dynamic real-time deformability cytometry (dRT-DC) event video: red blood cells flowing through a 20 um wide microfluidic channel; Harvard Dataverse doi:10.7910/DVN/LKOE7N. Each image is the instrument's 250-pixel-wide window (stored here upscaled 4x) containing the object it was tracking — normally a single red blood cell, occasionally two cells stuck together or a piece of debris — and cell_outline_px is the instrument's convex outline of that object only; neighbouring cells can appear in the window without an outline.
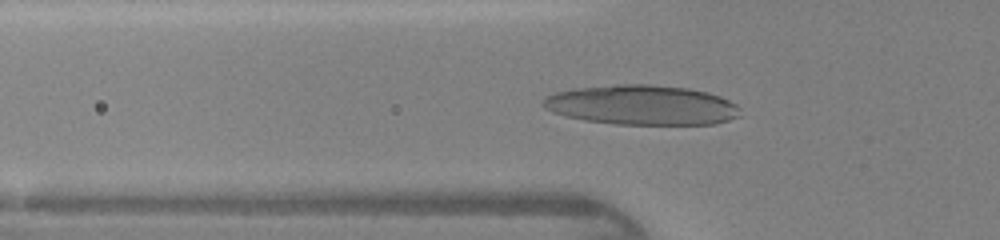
{"species": "human", "species_latin": "Homo sapiens", "temperature_condition": "warm", "stored_images_in_passage": 34, "camera_frame_rate_fps": 3000, "um_per_image_px": 0.085, "donor": {"sex": "female"}, "frame": {"image": 1, "passage_image": 5, "time_ms": 1.333, "image_size_px": [1000, 240], "cell_outline_px": [[740, 116], [716, 124], [616, 124], [584, 120], [552, 112], [544, 108], [540, 104], [548, 96], [556, 92], [576, 88], [616, 84], [648, 84], [688, 88], [708, 92], [720, 96], [736, 104], [740, 108]], "centroid_in_image_um": [54.57, 8.92], "position_along_channel_um": 71.2, "area_um2": 45.72}}
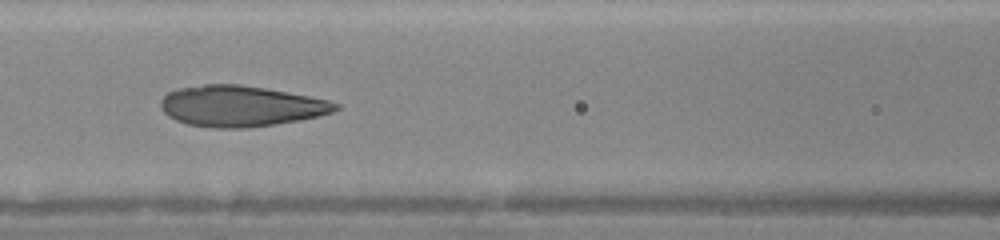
{"frame": {"image": 2, "passage_image": 10, "time_ms": 3.0, "image_size_px": [1000, 240], "cell_outline_px": [[340, 108], [332, 112], [320, 116], [300, 120], [276, 124], [248, 128], [216, 128], [188, 124], [176, 120], [168, 116], [160, 108], [160, 100], [168, 92], [180, 88], [204, 84], [240, 84], [264, 88], [308, 96], [328, 100], [340, 104]], "centroid_in_image_um": [20.46, 9.02], "position_along_channel_um": 146.1, "area_um2": 41.62}}
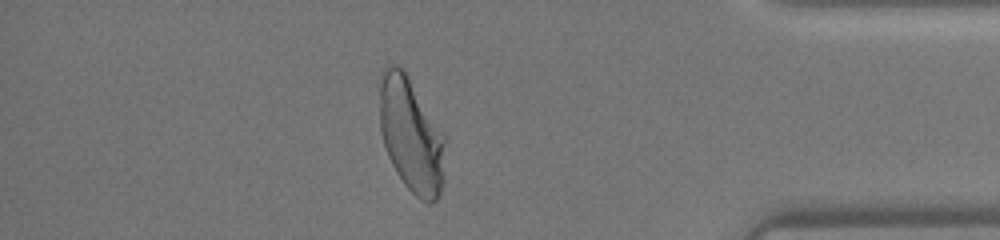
{"frame": {"image": 3, "passage_image": 29, "time_ms": 9.333, "image_size_px": [1000, 240], "cell_outline_px": [[448, 144], [444, 180], [440, 196], [432, 204], [428, 204], [420, 200], [404, 184], [396, 172], [388, 156], [380, 132], [380, 84], [384, 68], [388, 64], [396, 64], [404, 68], [444, 136]], "centroid_in_image_um": [34.99, 11.53], "position_along_channel_um": 400.2, "area_um2": 44.39}}